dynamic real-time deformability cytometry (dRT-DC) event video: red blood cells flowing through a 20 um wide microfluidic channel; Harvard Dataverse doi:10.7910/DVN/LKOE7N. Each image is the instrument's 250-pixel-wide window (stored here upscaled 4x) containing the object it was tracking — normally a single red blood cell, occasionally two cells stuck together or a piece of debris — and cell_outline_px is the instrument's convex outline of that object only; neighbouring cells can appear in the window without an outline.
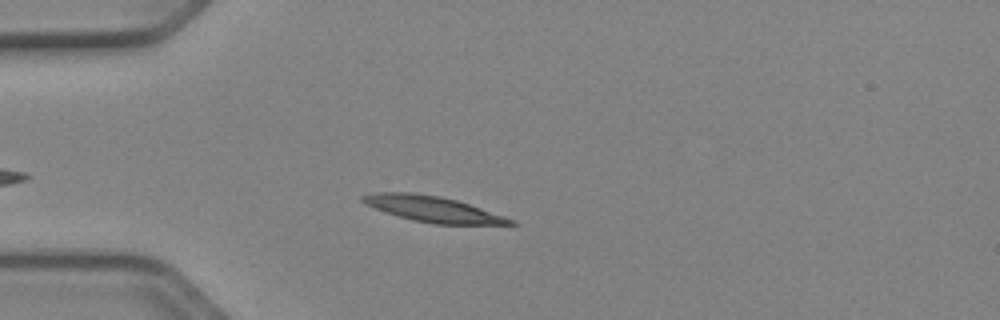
{"species": "Egyptian fruit bat (a non-hibernating species)", "species_latin": "Rousettus aegyptiacus", "temperature_condition": "cold", "stored_images_in_passage": 39, "camera_frame_rate_fps": 3000, "um_per_image_px": 0.085, "animal": {"sex": "female"}, "frame": {"image": 1, "passage_image": 7, "time_ms": 2.0, "image_size_px": [1000, 320], "cell_outline_px": [[520, 224], [432, 224], [412, 220], [376, 208], [360, 200], [360, 196], [376, 192], [412, 192], [440, 196], [456, 200], [516, 220]], "centroid_in_image_um": [36.81, 17.76], "position_along_channel_um": 48.2, "area_um2": 21.79}}
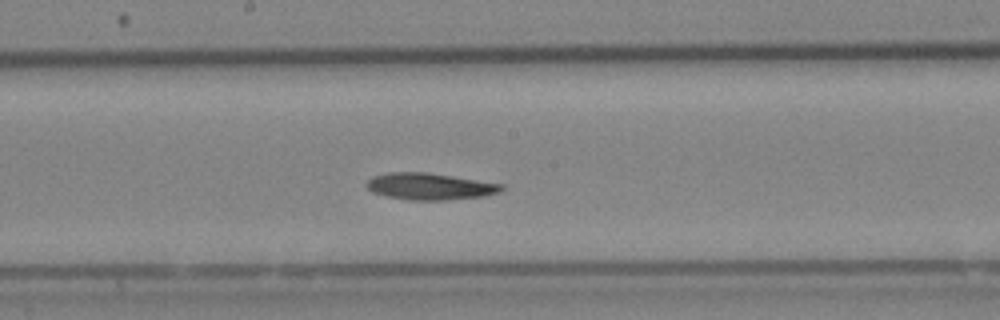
{"frame": {"image": 2, "passage_image": 21, "time_ms": 6.667, "image_size_px": [1000, 320], "cell_outline_px": [[504, 188], [500, 192], [484, 196], [444, 200], [408, 200], [384, 196], [372, 192], [364, 184], [372, 176], [388, 172], [428, 172], [504, 184]], "centroid_in_image_um": [36.51, 15.84], "position_along_channel_um": 211.7, "area_um2": 21.21}}
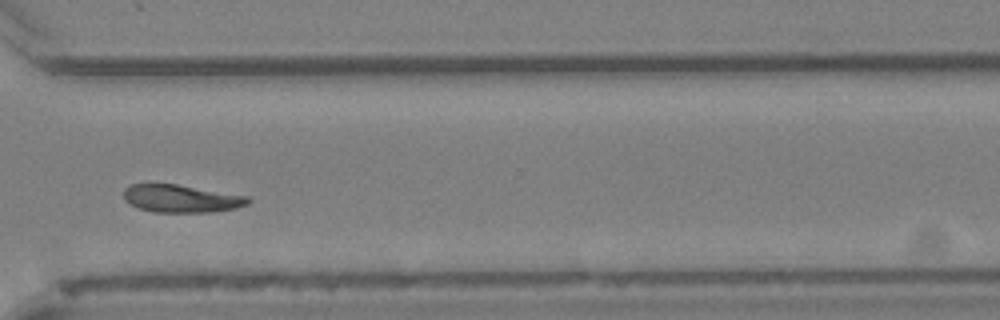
{"frame": {"image": 3, "passage_image": 32, "time_ms": 10.333, "image_size_px": [1000, 320], "cell_outline_px": [[252, 200], [248, 204], [236, 208], [212, 212], [156, 212], [140, 208], [124, 200], [124, 188], [132, 184], [176, 184], [248, 196]], "centroid_in_image_um": [15.44, 16.88], "position_along_channel_um": 355.2, "area_um2": 19.94}, "authors_computed_cell_mechanics": {"area_um2": 20.9814, "velocity_mm_per_s": 3.9002, "shape_relaxation_time_tau1_ms": 9.6466, "shape_relaxation_time_tau2_ms": null, "deformation_change_tau1": 0.1801, "deformation_change_tau2": null}}